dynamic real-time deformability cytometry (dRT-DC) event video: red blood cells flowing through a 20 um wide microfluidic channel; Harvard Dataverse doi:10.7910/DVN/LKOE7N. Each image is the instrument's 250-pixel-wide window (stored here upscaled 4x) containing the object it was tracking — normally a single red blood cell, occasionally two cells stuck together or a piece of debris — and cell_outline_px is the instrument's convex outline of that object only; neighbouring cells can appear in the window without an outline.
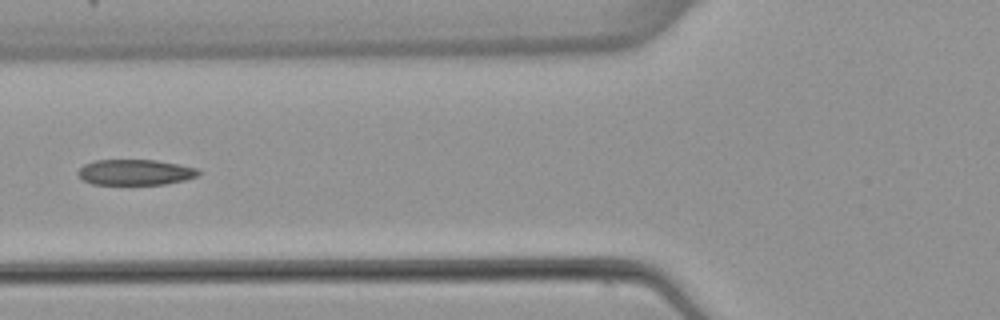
{"species": "common noctule bat (a hibernating species)", "species_latin": "Nyctalus noctula", "temperature_condition": "warm", "stored_images_in_passage": 2, "camera_frame_rate_fps": 3000, "um_per_image_px": 0.085, "animal": {"sex": "female", "body_mass_g": 22.7, "forearm_length_mm": 54.2}, "frame": {"image": 1, "passage_image": 2, "time_ms": 1.0, "image_size_px": [1000, 320], "cell_outline_px": [[204, 172], [196, 176], [184, 180], [164, 184], [92, 184], [84, 180], [76, 172], [84, 164], [92, 160], [156, 160], [200, 168]], "centroid_in_image_um": [11.53, 14.63], "position_along_channel_um": 114.3, "area_um2": 18.09}}